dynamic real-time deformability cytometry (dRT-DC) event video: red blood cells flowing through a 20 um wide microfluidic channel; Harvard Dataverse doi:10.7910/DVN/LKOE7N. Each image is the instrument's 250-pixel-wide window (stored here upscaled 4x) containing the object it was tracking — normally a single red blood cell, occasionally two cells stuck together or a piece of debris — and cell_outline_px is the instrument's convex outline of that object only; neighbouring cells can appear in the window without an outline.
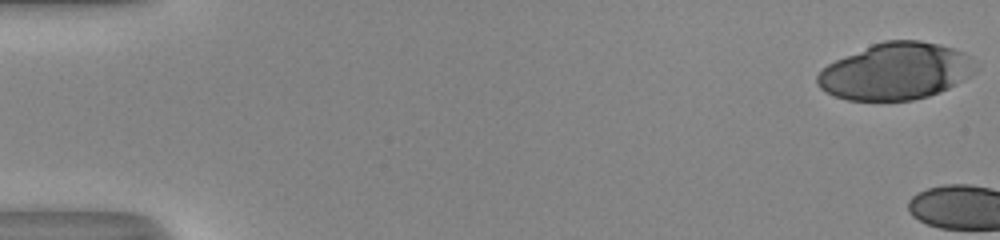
{"species": "human", "species_latin": "Homo sapiens", "temperature_condition": "room temperature", "stored_images_in_passage": 5, "camera_frame_rate_fps": 3000, "um_per_image_px": 0.085, "donor": {"sex": "male"}, "frame": {"image": 1, "passage_image": 1, "time_ms": 0.0, "image_size_px": [1000, 240], "cell_outline_px": [[980, 68], [976, 72], [956, 84], [940, 92], [928, 96], [912, 100], [848, 100], [824, 92], [816, 84], [816, 76], [828, 64], [836, 60], [872, 44], [884, 40], [920, 40], [940, 44], [964, 52]], "centroid_in_image_um": [76.15, 6.06], "position_along_channel_um": 8.8, "area_um2": 52.37}}